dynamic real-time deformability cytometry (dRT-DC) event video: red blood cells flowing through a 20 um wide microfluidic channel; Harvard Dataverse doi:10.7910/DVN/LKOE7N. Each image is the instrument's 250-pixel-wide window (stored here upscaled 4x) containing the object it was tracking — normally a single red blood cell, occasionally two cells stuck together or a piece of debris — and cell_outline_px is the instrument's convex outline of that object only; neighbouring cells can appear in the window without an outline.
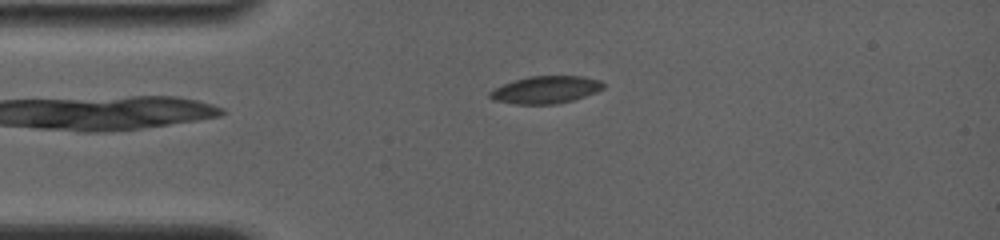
{"species": "common noctule bat (a hibernating species)", "species_latin": "Nyctalus noctula", "temperature_condition": "room temperature", "stored_images_in_passage": 17, "camera_frame_rate_fps": 4000, "um_per_image_px": 0.085, "animal": {"sex": "female", "body_mass_g": 19.0, "forearm_length_mm": 56.7}, "frame": {"image": 1, "passage_image": 5, "time_ms": 1.75, "image_size_px": [1000, 240], "cell_outline_px": [[604, 88], [596, 92], [572, 100], [556, 104], [516, 104], [492, 100], [488, 96], [488, 92], [504, 84], [528, 76], [584, 76], [600, 80], [604, 84]], "centroid_in_image_um": [46.39, 7.63], "position_along_channel_um": 38.6, "area_um2": 18.03}}
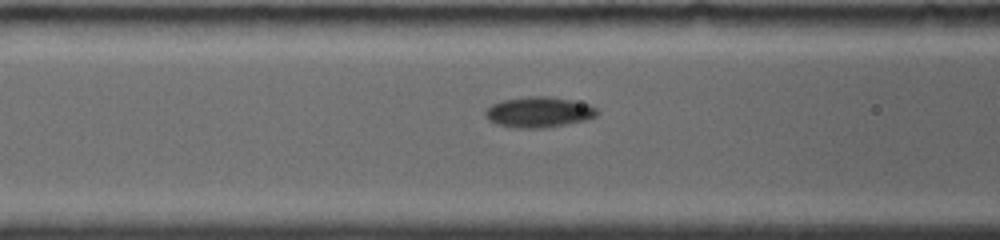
{"frame": {"image": 2, "passage_image": 10, "time_ms": 4.5, "image_size_px": [1000, 240], "cell_outline_px": [[600, 112], [596, 116], [588, 120], [544, 128], [516, 128], [496, 124], [488, 120], [484, 116], [484, 112], [492, 104], [504, 100], [528, 96], [544, 96], [572, 100], [588, 104], [596, 108]], "centroid_in_image_um": [45.81, 9.54], "position_along_channel_um": 120.8, "area_um2": 20.0}}
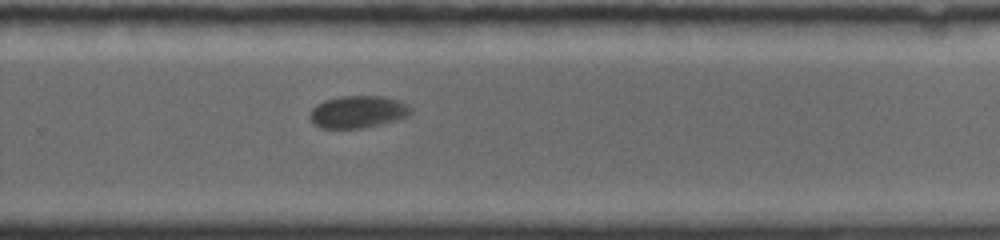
{"frame": {"image": 3, "passage_image": 17, "time_ms": 9.25, "image_size_px": [1000, 240], "cell_outline_px": [[412, 112], [408, 116], [396, 120], [364, 128], [320, 128], [312, 124], [308, 116], [312, 108], [316, 104], [324, 100], [340, 96], [384, 96], [408, 104], [412, 108]], "centroid_in_image_um": [30.39, 9.51], "position_along_channel_um": 299.4, "area_um2": 19.19}}